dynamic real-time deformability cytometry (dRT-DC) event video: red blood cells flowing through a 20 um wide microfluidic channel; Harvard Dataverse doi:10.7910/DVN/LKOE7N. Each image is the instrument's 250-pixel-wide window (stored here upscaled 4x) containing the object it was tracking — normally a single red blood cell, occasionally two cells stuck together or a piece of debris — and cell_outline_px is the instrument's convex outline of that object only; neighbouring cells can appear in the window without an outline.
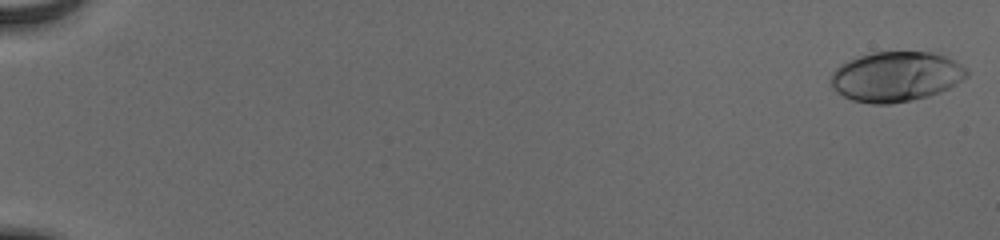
{"species": "human", "species_latin": "Homo sapiens", "temperature_condition": "cold", "stored_images_in_passage": 55, "camera_frame_rate_fps": 3000, "um_per_image_px": 0.085, "donor": {"sex": "male"}, "frame": {"image": 1, "passage_image": 1, "time_ms": 0.0, "image_size_px": [1000, 240], "cell_outline_px": [[968, 76], [956, 84], [940, 92], [928, 96], [892, 104], [872, 104], [852, 100], [836, 92], [832, 88], [832, 72], [840, 64], [848, 60], [872, 52], [928, 52], [944, 56], [956, 60], [968, 68]], "centroid_in_image_um": [76.17, 6.51], "position_along_channel_um": 8.8, "area_um2": 39.65}}
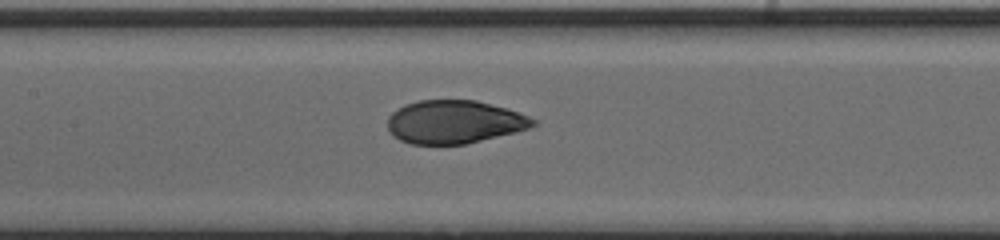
{"frame": {"image": 2, "passage_image": 29, "time_ms": 9.333, "image_size_px": [1000, 240], "cell_outline_px": [[536, 124], [528, 128], [516, 132], [464, 144], [412, 144], [400, 140], [392, 136], [388, 128], [388, 116], [392, 112], [404, 104], [420, 100], [476, 100], [520, 112], [536, 120]], "centroid_in_image_um": [38.6, 10.36], "position_along_channel_um": 168.8, "area_um2": 36.59}}
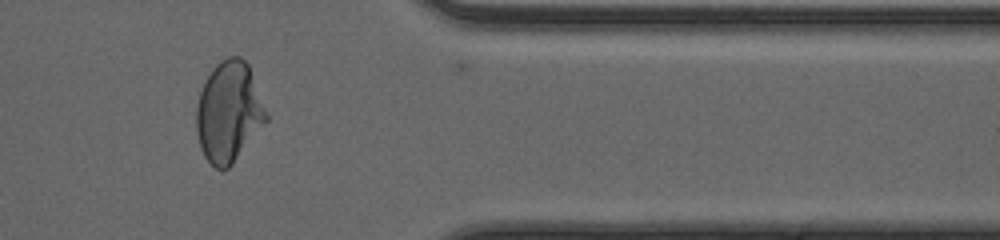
{"frame": {"image": 3, "passage_image": 47, "time_ms": 15.333, "image_size_px": [1000, 240], "cell_outline_px": [[268, 120], [232, 164], [228, 168], [216, 168], [204, 156], [200, 148], [196, 132], [196, 108], [200, 92], [212, 68], [220, 60], [228, 56], [240, 56], [248, 64], [268, 112]], "centroid_in_image_um": [19.45, 9.5], "position_along_channel_um": 391.9, "area_um2": 40.86}, "authors_computed_cell_mechanics": {"area_um2": 38.0902, "velocity_mm_per_s": 3.9125, "shape_relaxation_time_tau1_ms": 3.8106, "shape_relaxation_time_tau2_ms": null, "deformation_change_tau1": 0.1755, "deformation_change_tau2": null}}